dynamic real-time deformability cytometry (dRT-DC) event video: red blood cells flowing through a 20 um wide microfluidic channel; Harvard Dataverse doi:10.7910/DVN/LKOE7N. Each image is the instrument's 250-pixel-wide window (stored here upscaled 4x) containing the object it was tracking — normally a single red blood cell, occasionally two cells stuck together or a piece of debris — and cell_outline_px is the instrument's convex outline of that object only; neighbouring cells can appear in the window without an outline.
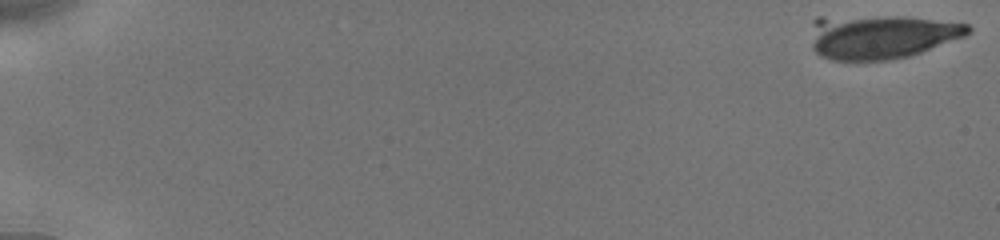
{"species": "human", "species_latin": "Homo sapiens", "temperature_condition": "cold", "stored_images_in_passage": 5, "camera_frame_rate_fps": 3000, "um_per_image_px": 0.085, "donor": {"sex": "male"}, "frame": {"image": 1, "passage_image": 1, "time_ms": 0.0, "image_size_px": [1000, 240], "cell_outline_px": [[972, 28], [964, 36], [920, 52], [908, 56], [888, 60], [828, 60], [820, 56], [812, 48], [812, 20], [816, 16], [908, 16], [968, 24]], "centroid_in_image_um": [74.81, 3.09], "position_along_channel_um": 10.2, "area_um2": 40.69}}